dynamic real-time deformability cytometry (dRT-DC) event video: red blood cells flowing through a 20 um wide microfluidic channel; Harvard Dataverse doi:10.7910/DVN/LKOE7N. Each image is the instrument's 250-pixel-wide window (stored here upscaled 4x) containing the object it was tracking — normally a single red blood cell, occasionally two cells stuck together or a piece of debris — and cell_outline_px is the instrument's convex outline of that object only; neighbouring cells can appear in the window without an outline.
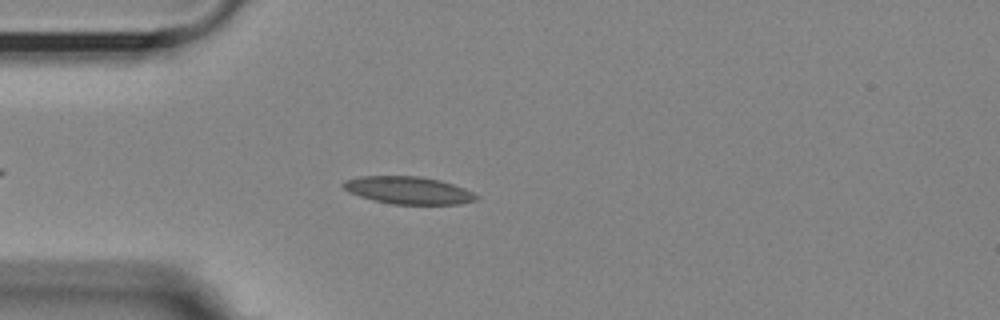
{"species": "Egyptian fruit bat (a non-hibernating species)", "species_latin": "Rousettus aegyptiacus", "temperature_condition": "room temperature", "stored_images_in_passage": 44, "camera_frame_rate_fps": 3000, "um_per_image_px": 0.085, "animal": {"sex": "female"}, "frame": {"image": 1, "passage_image": 7, "time_ms": 2.0, "image_size_px": [1000, 320], "cell_outline_px": [[480, 196], [476, 200], [460, 204], [392, 204], [372, 200], [348, 192], [340, 184], [344, 180], [360, 176], [420, 176], [440, 180], [464, 188]], "centroid_in_image_um": [34.69, 16.17], "position_along_channel_um": 50.3, "area_um2": 21.39}}
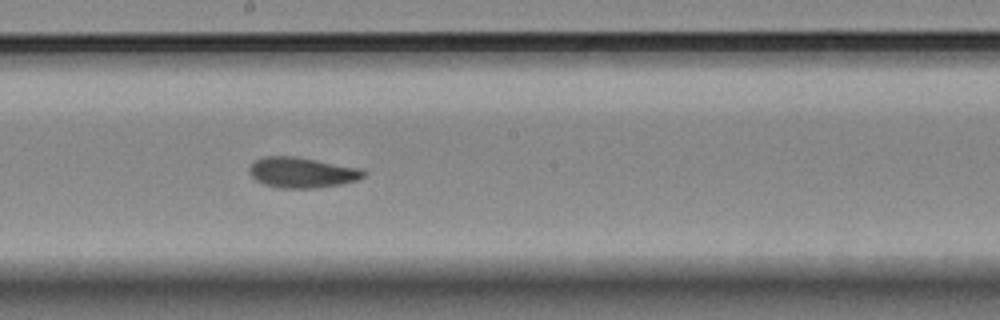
{"frame": {"image": 2, "passage_image": 22, "time_ms": 7.0, "image_size_px": [1000, 320], "cell_outline_px": [[368, 172], [364, 176], [356, 180], [340, 184], [316, 188], [276, 188], [264, 184], [256, 180], [252, 176], [252, 164], [256, 160], [264, 156], [292, 156], [360, 168]], "centroid_in_image_um": [25.69, 14.67], "position_along_channel_um": 222.5, "area_um2": 19.94}}
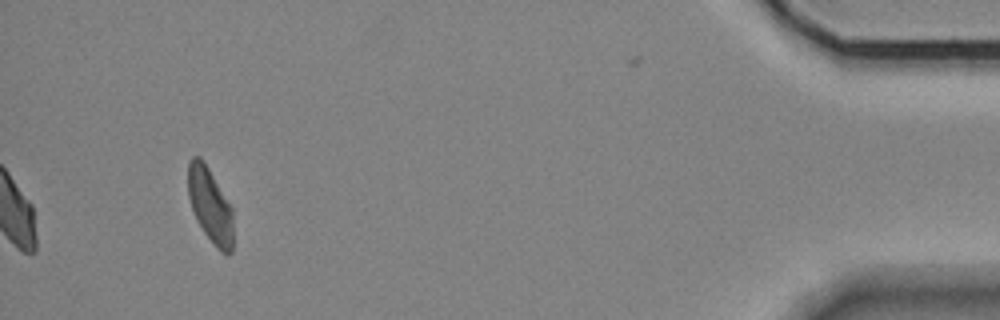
{"frame": {"image": 3, "passage_image": 44, "time_ms": 14.333, "image_size_px": [1000, 320], "cell_outline_px": [[232, 252], [228, 256], [220, 252], [216, 248], [204, 232], [196, 220], [188, 196], [188, 160], [192, 156], [200, 156], [204, 160], [232, 208]], "centroid_in_image_um": [17.85, 17.45], "position_along_channel_um": 417.4, "area_um2": 19.77}, "authors_computed_cell_mechanics": {"area_um2": 20.6635, "velocity_mm_per_s": 3.6134, "shape_relaxation_time_tau1_ms": 6.4174, "shape_relaxation_time_tau2_ms": 2.1088, "deformation_change_tau1": 0.1419, "deformation_change_tau2": 0.0825}}